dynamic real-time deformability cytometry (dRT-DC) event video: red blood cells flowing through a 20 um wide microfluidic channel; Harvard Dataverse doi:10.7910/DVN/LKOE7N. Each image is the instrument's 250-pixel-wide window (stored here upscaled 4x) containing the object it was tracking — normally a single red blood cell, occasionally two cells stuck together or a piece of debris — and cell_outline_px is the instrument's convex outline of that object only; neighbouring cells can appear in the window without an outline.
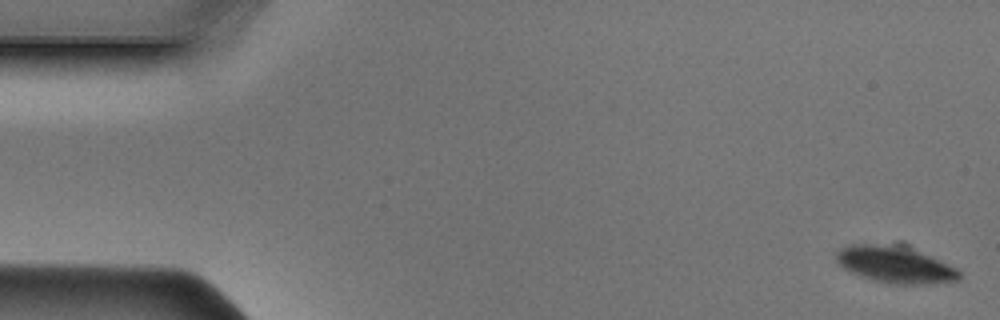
{"species": "Egyptian fruit bat (a non-hibernating species)", "species_latin": "Rousettus aegyptiacus", "temperature_condition": "cold", "stored_images_in_passage": 49, "segment_of_instrument_passage": [1, 2], "camera_frame_rate_fps": 3000, "um_per_image_px": 0.085, "animal": {"sex": "male"}, "frame": {"image": 1, "passage_image": 1, "time_ms": 0.0, "image_size_px": [1000, 320], "cell_outline_px": [[960, 280], [924, 284], [896, 284], [876, 280], [852, 272], [844, 268], [836, 260], [836, 252], [840, 248], [852, 244], [904, 244], [956, 268], [960, 272]], "centroid_in_image_um": [76.09, 22.46], "position_along_channel_um": 8.9, "area_um2": 26.07}}
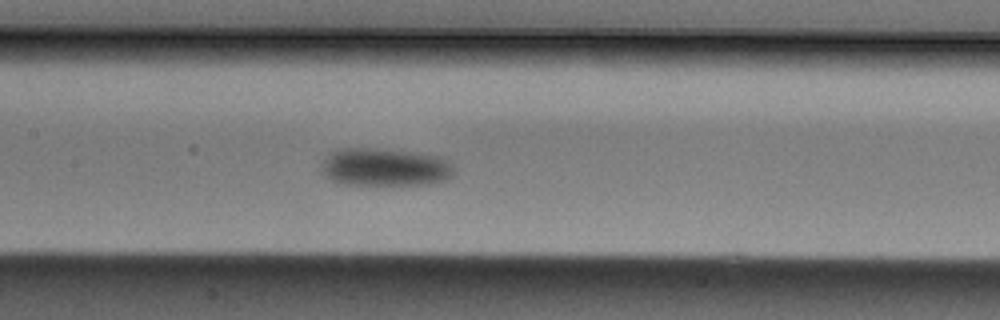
{"frame": {"image": 2, "passage_image": 22, "time_ms": 7.0, "image_size_px": [1000, 320], "cell_outline_px": [[452, 176], [444, 180], [428, 184], [344, 184], [332, 180], [324, 176], [320, 172], [320, 164], [328, 152], [336, 148], [380, 148], [412, 152], [440, 156], [452, 164]], "centroid_in_image_um": [32.62, 14.19], "position_along_channel_um": 174.8, "area_um2": 29.54}}
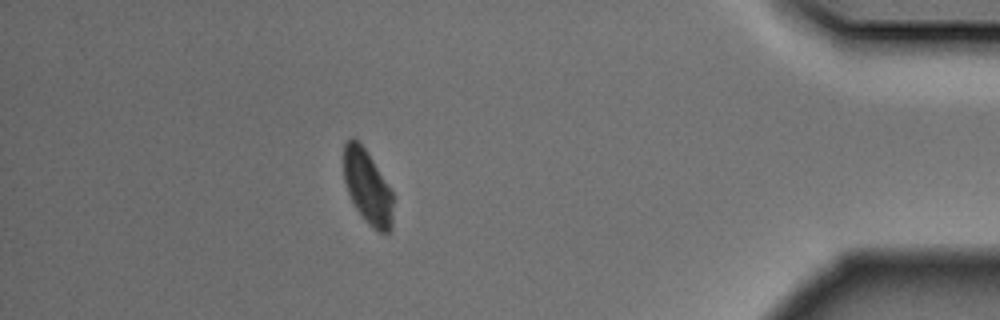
{"frame": {"image": 3, "passage_image": 42, "time_ms": 13.667, "image_size_px": [1000, 320], "cell_outline_px": [[392, 228], [388, 232], [380, 232], [368, 224], [356, 208], [348, 192], [344, 180], [344, 144], [352, 136], [368, 152], [392, 192]], "centroid_in_image_um": [31.23, 15.89], "position_along_channel_um": 404.0, "area_um2": 20.92}}